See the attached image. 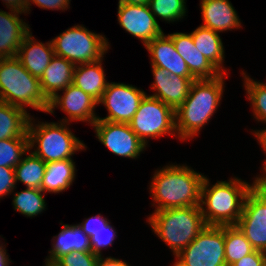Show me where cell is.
<instances>
[{"instance_id": "cell-1", "label": "cell", "mask_w": 266, "mask_h": 266, "mask_svg": "<svg viewBox=\"0 0 266 266\" xmlns=\"http://www.w3.org/2000/svg\"><path fill=\"white\" fill-rule=\"evenodd\" d=\"M204 178V174L186 164H169L157 169L149 186L154 211L200 206Z\"/></svg>"}, {"instance_id": "cell-2", "label": "cell", "mask_w": 266, "mask_h": 266, "mask_svg": "<svg viewBox=\"0 0 266 266\" xmlns=\"http://www.w3.org/2000/svg\"><path fill=\"white\" fill-rule=\"evenodd\" d=\"M226 77L227 73L214 79L192 82L187 98L175 110V127L179 140L193 139L209 123L221 105Z\"/></svg>"}, {"instance_id": "cell-3", "label": "cell", "mask_w": 266, "mask_h": 266, "mask_svg": "<svg viewBox=\"0 0 266 266\" xmlns=\"http://www.w3.org/2000/svg\"><path fill=\"white\" fill-rule=\"evenodd\" d=\"M253 184L233 177L210 185L205 176L201 188L200 208L206 225H236L243 210L246 195ZM205 206V207H204Z\"/></svg>"}, {"instance_id": "cell-4", "label": "cell", "mask_w": 266, "mask_h": 266, "mask_svg": "<svg viewBox=\"0 0 266 266\" xmlns=\"http://www.w3.org/2000/svg\"><path fill=\"white\" fill-rule=\"evenodd\" d=\"M147 223L172 250L174 257L207 226L200 206L157 210L147 217Z\"/></svg>"}, {"instance_id": "cell-5", "label": "cell", "mask_w": 266, "mask_h": 266, "mask_svg": "<svg viewBox=\"0 0 266 266\" xmlns=\"http://www.w3.org/2000/svg\"><path fill=\"white\" fill-rule=\"evenodd\" d=\"M0 101L10 105L47 113L49 100L43 94L40 81L31 75L15 57L0 58Z\"/></svg>"}, {"instance_id": "cell-6", "label": "cell", "mask_w": 266, "mask_h": 266, "mask_svg": "<svg viewBox=\"0 0 266 266\" xmlns=\"http://www.w3.org/2000/svg\"><path fill=\"white\" fill-rule=\"evenodd\" d=\"M36 122L31 116L27 129L29 150L45 163L72 159L75 152L86 150L84 142L79 140L68 127L70 123L63 121L44 123L39 120L37 124Z\"/></svg>"}, {"instance_id": "cell-7", "label": "cell", "mask_w": 266, "mask_h": 266, "mask_svg": "<svg viewBox=\"0 0 266 266\" xmlns=\"http://www.w3.org/2000/svg\"><path fill=\"white\" fill-rule=\"evenodd\" d=\"M54 54L72 62L75 66L104 58L110 49L105 35L74 25L51 40Z\"/></svg>"}, {"instance_id": "cell-8", "label": "cell", "mask_w": 266, "mask_h": 266, "mask_svg": "<svg viewBox=\"0 0 266 266\" xmlns=\"http://www.w3.org/2000/svg\"><path fill=\"white\" fill-rule=\"evenodd\" d=\"M128 124L146 146L149 139L155 140L166 135L178 137L175 110L148 94L141 100L138 110Z\"/></svg>"}, {"instance_id": "cell-9", "label": "cell", "mask_w": 266, "mask_h": 266, "mask_svg": "<svg viewBox=\"0 0 266 266\" xmlns=\"http://www.w3.org/2000/svg\"><path fill=\"white\" fill-rule=\"evenodd\" d=\"M175 259L177 266H226L224 226L207 225Z\"/></svg>"}, {"instance_id": "cell-10", "label": "cell", "mask_w": 266, "mask_h": 266, "mask_svg": "<svg viewBox=\"0 0 266 266\" xmlns=\"http://www.w3.org/2000/svg\"><path fill=\"white\" fill-rule=\"evenodd\" d=\"M147 93L134 85L109 82L98 104L106 107L108 115L97 117L114 123H129Z\"/></svg>"}, {"instance_id": "cell-11", "label": "cell", "mask_w": 266, "mask_h": 266, "mask_svg": "<svg viewBox=\"0 0 266 266\" xmlns=\"http://www.w3.org/2000/svg\"><path fill=\"white\" fill-rule=\"evenodd\" d=\"M92 127L96 137L114 155L131 159L139 158L147 146L132 131L128 123L97 120Z\"/></svg>"}, {"instance_id": "cell-12", "label": "cell", "mask_w": 266, "mask_h": 266, "mask_svg": "<svg viewBox=\"0 0 266 266\" xmlns=\"http://www.w3.org/2000/svg\"><path fill=\"white\" fill-rule=\"evenodd\" d=\"M236 226L255 250L266 252V196L258 188L246 195Z\"/></svg>"}, {"instance_id": "cell-13", "label": "cell", "mask_w": 266, "mask_h": 266, "mask_svg": "<svg viewBox=\"0 0 266 266\" xmlns=\"http://www.w3.org/2000/svg\"><path fill=\"white\" fill-rule=\"evenodd\" d=\"M62 95L57 93L49 100V109L47 113L54 115L55 108H60L67 116L59 121L72 123V121L87 122L91 126L98 120L95 113L98 102L89 94L83 92L74 84H70L64 90Z\"/></svg>"}, {"instance_id": "cell-14", "label": "cell", "mask_w": 266, "mask_h": 266, "mask_svg": "<svg viewBox=\"0 0 266 266\" xmlns=\"http://www.w3.org/2000/svg\"><path fill=\"white\" fill-rule=\"evenodd\" d=\"M117 10L120 27L141 40L144 47L164 33L149 5L118 4Z\"/></svg>"}, {"instance_id": "cell-15", "label": "cell", "mask_w": 266, "mask_h": 266, "mask_svg": "<svg viewBox=\"0 0 266 266\" xmlns=\"http://www.w3.org/2000/svg\"><path fill=\"white\" fill-rule=\"evenodd\" d=\"M151 68L154 78L151 89L155 93L149 96L161 100L176 110L187 98L190 86L196 79L194 77H180L156 66Z\"/></svg>"}, {"instance_id": "cell-16", "label": "cell", "mask_w": 266, "mask_h": 266, "mask_svg": "<svg viewBox=\"0 0 266 266\" xmlns=\"http://www.w3.org/2000/svg\"><path fill=\"white\" fill-rule=\"evenodd\" d=\"M167 35L173 40L176 51L184 59L196 80L214 79L222 74L195 47L191 33L174 32Z\"/></svg>"}, {"instance_id": "cell-17", "label": "cell", "mask_w": 266, "mask_h": 266, "mask_svg": "<svg viewBox=\"0 0 266 266\" xmlns=\"http://www.w3.org/2000/svg\"><path fill=\"white\" fill-rule=\"evenodd\" d=\"M150 54L151 66L166 69L180 77H193L184 59L176 51L173 40L166 34L154 38L144 47Z\"/></svg>"}, {"instance_id": "cell-18", "label": "cell", "mask_w": 266, "mask_h": 266, "mask_svg": "<svg viewBox=\"0 0 266 266\" xmlns=\"http://www.w3.org/2000/svg\"><path fill=\"white\" fill-rule=\"evenodd\" d=\"M9 11L0 9V58L15 57L22 40L31 31L30 25L20 19L19 14L24 12Z\"/></svg>"}, {"instance_id": "cell-19", "label": "cell", "mask_w": 266, "mask_h": 266, "mask_svg": "<svg viewBox=\"0 0 266 266\" xmlns=\"http://www.w3.org/2000/svg\"><path fill=\"white\" fill-rule=\"evenodd\" d=\"M202 26L223 33L242 27L237 11L229 0H201Z\"/></svg>"}, {"instance_id": "cell-20", "label": "cell", "mask_w": 266, "mask_h": 266, "mask_svg": "<svg viewBox=\"0 0 266 266\" xmlns=\"http://www.w3.org/2000/svg\"><path fill=\"white\" fill-rule=\"evenodd\" d=\"M54 55L52 41H37L30 31L22 40L16 57L31 75L40 79Z\"/></svg>"}, {"instance_id": "cell-21", "label": "cell", "mask_w": 266, "mask_h": 266, "mask_svg": "<svg viewBox=\"0 0 266 266\" xmlns=\"http://www.w3.org/2000/svg\"><path fill=\"white\" fill-rule=\"evenodd\" d=\"M62 230L52 238V248L49 256L45 258L47 263L54 264L63 255L71 252H91L90 238L82 231L78 224H62Z\"/></svg>"}, {"instance_id": "cell-22", "label": "cell", "mask_w": 266, "mask_h": 266, "mask_svg": "<svg viewBox=\"0 0 266 266\" xmlns=\"http://www.w3.org/2000/svg\"><path fill=\"white\" fill-rule=\"evenodd\" d=\"M74 69L75 65L65 58L57 55L52 57L39 79L41 90L48 100L72 84Z\"/></svg>"}, {"instance_id": "cell-23", "label": "cell", "mask_w": 266, "mask_h": 266, "mask_svg": "<svg viewBox=\"0 0 266 266\" xmlns=\"http://www.w3.org/2000/svg\"><path fill=\"white\" fill-rule=\"evenodd\" d=\"M103 59L76 65L73 73L72 84L89 94L97 102L101 99L108 84L102 66Z\"/></svg>"}, {"instance_id": "cell-24", "label": "cell", "mask_w": 266, "mask_h": 266, "mask_svg": "<svg viewBox=\"0 0 266 266\" xmlns=\"http://www.w3.org/2000/svg\"><path fill=\"white\" fill-rule=\"evenodd\" d=\"M219 32L202 25L191 32L194 45L205 58L211 62L222 74H226L224 67L225 50Z\"/></svg>"}, {"instance_id": "cell-25", "label": "cell", "mask_w": 266, "mask_h": 266, "mask_svg": "<svg viewBox=\"0 0 266 266\" xmlns=\"http://www.w3.org/2000/svg\"><path fill=\"white\" fill-rule=\"evenodd\" d=\"M76 172L73 159L48 162L40 189L49 194L61 193L73 184Z\"/></svg>"}, {"instance_id": "cell-26", "label": "cell", "mask_w": 266, "mask_h": 266, "mask_svg": "<svg viewBox=\"0 0 266 266\" xmlns=\"http://www.w3.org/2000/svg\"><path fill=\"white\" fill-rule=\"evenodd\" d=\"M30 113L22 108L0 101V140L28 138Z\"/></svg>"}, {"instance_id": "cell-27", "label": "cell", "mask_w": 266, "mask_h": 266, "mask_svg": "<svg viewBox=\"0 0 266 266\" xmlns=\"http://www.w3.org/2000/svg\"><path fill=\"white\" fill-rule=\"evenodd\" d=\"M30 153L25 154L20 163L14 168L15 182H22L27 188L40 189L43 181L46 164L41 158Z\"/></svg>"}, {"instance_id": "cell-28", "label": "cell", "mask_w": 266, "mask_h": 266, "mask_svg": "<svg viewBox=\"0 0 266 266\" xmlns=\"http://www.w3.org/2000/svg\"><path fill=\"white\" fill-rule=\"evenodd\" d=\"M226 266H231L255 249L236 225L224 226Z\"/></svg>"}, {"instance_id": "cell-29", "label": "cell", "mask_w": 266, "mask_h": 266, "mask_svg": "<svg viewBox=\"0 0 266 266\" xmlns=\"http://www.w3.org/2000/svg\"><path fill=\"white\" fill-rule=\"evenodd\" d=\"M12 205L15 211L25 215V217H35L43 213L46 209L45 194L41 189L27 188L14 193Z\"/></svg>"}, {"instance_id": "cell-30", "label": "cell", "mask_w": 266, "mask_h": 266, "mask_svg": "<svg viewBox=\"0 0 266 266\" xmlns=\"http://www.w3.org/2000/svg\"><path fill=\"white\" fill-rule=\"evenodd\" d=\"M243 75V87H245L246 98L250 101L253 116L258 122L266 123V82L255 81L246 72Z\"/></svg>"}, {"instance_id": "cell-31", "label": "cell", "mask_w": 266, "mask_h": 266, "mask_svg": "<svg viewBox=\"0 0 266 266\" xmlns=\"http://www.w3.org/2000/svg\"><path fill=\"white\" fill-rule=\"evenodd\" d=\"M27 152H29L28 138L0 140V167L15 168Z\"/></svg>"}, {"instance_id": "cell-32", "label": "cell", "mask_w": 266, "mask_h": 266, "mask_svg": "<svg viewBox=\"0 0 266 266\" xmlns=\"http://www.w3.org/2000/svg\"><path fill=\"white\" fill-rule=\"evenodd\" d=\"M152 14L167 23L182 20L186 16V0H150Z\"/></svg>"}, {"instance_id": "cell-33", "label": "cell", "mask_w": 266, "mask_h": 266, "mask_svg": "<svg viewBox=\"0 0 266 266\" xmlns=\"http://www.w3.org/2000/svg\"><path fill=\"white\" fill-rule=\"evenodd\" d=\"M90 238L91 252L96 256H103L104 248H109L113 245L116 235V229L108 223L106 227L98 228L97 230H82Z\"/></svg>"}, {"instance_id": "cell-34", "label": "cell", "mask_w": 266, "mask_h": 266, "mask_svg": "<svg viewBox=\"0 0 266 266\" xmlns=\"http://www.w3.org/2000/svg\"><path fill=\"white\" fill-rule=\"evenodd\" d=\"M98 256L92 252H71L63 255L55 263V266H97Z\"/></svg>"}, {"instance_id": "cell-35", "label": "cell", "mask_w": 266, "mask_h": 266, "mask_svg": "<svg viewBox=\"0 0 266 266\" xmlns=\"http://www.w3.org/2000/svg\"><path fill=\"white\" fill-rule=\"evenodd\" d=\"M15 172L14 168L11 167H0V199L16 189Z\"/></svg>"}, {"instance_id": "cell-36", "label": "cell", "mask_w": 266, "mask_h": 266, "mask_svg": "<svg viewBox=\"0 0 266 266\" xmlns=\"http://www.w3.org/2000/svg\"><path fill=\"white\" fill-rule=\"evenodd\" d=\"M71 0H27L26 3V13H30V6L35 4L39 8L49 9V10H67L70 8Z\"/></svg>"}, {"instance_id": "cell-37", "label": "cell", "mask_w": 266, "mask_h": 266, "mask_svg": "<svg viewBox=\"0 0 266 266\" xmlns=\"http://www.w3.org/2000/svg\"><path fill=\"white\" fill-rule=\"evenodd\" d=\"M231 266H266V252L254 250Z\"/></svg>"}, {"instance_id": "cell-38", "label": "cell", "mask_w": 266, "mask_h": 266, "mask_svg": "<svg viewBox=\"0 0 266 266\" xmlns=\"http://www.w3.org/2000/svg\"><path fill=\"white\" fill-rule=\"evenodd\" d=\"M110 220L103 217L101 214H97L93 217L86 218L81 224H78L82 230H97L108 225Z\"/></svg>"}, {"instance_id": "cell-39", "label": "cell", "mask_w": 266, "mask_h": 266, "mask_svg": "<svg viewBox=\"0 0 266 266\" xmlns=\"http://www.w3.org/2000/svg\"><path fill=\"white\" fill-rule=\"evenodd\" d=\"M97 266H131L127 262L122 261L120 259H116L115 257H106L99 256L97 260Z\"/></svg>"}, {"instance_id": "cell-40", "label": "cell", "mask_w": 266, "mask_h": 266, "mask_svg": "<svg viewBox=\"0 0 266 266\" xmlns=\"http://www.w3.org/2000/svg\"><path fill=\"white\" fill-rule=\"evenodd\" d=\"M7 9H13L16 11L26 13L27 0H2Z\"/></svg>"}, {"instance_id": "cell-41", "label": "cell", "mask_w": 266, "mask_h": 266, "mask_svg": "<svg viewBox=\"0 0 266 266\" xmlns=\"http://www.w3.org/2000/svg\"><path fill=\"white\" fill-rule=\"evenodd\" d=\"M253 136L256 138L257 142H259V145L263 149L264 154L266 155V128L260 129V130H254Z\"/></svg>"}, {"instance_id": "cell-42", "label": "cell", "mask_w": 266, "mask_h": 266, "mask_svg": "<svg viewBox=\"0 0 266 266\" xmlns=\"http://www.w3.org/2000/svg\"><path fill=\"white\" fill-rule=\"evenodd\" d=\"M6 244L3 246V242L0 243V266H9L12 262L9 259V255L6 250Z\"/></svg>"}, {"instance_id": "cell-43", "label": "cell", "mask_w": 266, "mask_h": 266, "mask_svg": "<svg viewBox=\"0 0 266 266\" xmlns=\"http://www.w3.org/2000/svg\"><path fill=\"white\" fill-rule=\"evenodd\" d=\"M150 0H118V4L149 5Z\"/></svg>"}, {"instance_id": "cell-44", "label": "cell", "mask_w": 266, "mask_h": 266, "mask_svg": "<svg viewBox=\"0 0 266 266\" xmlns=\"http://www.w3.org/2000/svg\"><path fill=\"white\" fill-rule=\"evenodd\" d=\"M252 184L266 196V180H253Z\"/></svg>"}, {"instance_id": "cell-45", "label": "cell", "mask_w": 266, "mask_h": 266, "mask_svg": "<svg viewBox=\"0 0 266 266\" xmlns=\"http://www.w3.org/2000/svg\"><path fill=\"white\" fill-rule=\"evenodd\" d=\"M263 170V174H259L258 176L255 177L254 180H266V159H265V162L263 163V166H262Z\"/></svg>"}, {"instance_id": "cell-46", "label": "cell", "mask_w": 266, "mask_h": 266, "mask_svg": "<svg viewBox=\"0 0 266 266\" xmlns=\"http://www.w3.org/2000/svg\"><path fill=\"white\" fill-rule=\"evenodd\" d=\"M43 266H55V265L54 264H51V263L45 262V265H43Z\"/></svg>"}]
</instances>
